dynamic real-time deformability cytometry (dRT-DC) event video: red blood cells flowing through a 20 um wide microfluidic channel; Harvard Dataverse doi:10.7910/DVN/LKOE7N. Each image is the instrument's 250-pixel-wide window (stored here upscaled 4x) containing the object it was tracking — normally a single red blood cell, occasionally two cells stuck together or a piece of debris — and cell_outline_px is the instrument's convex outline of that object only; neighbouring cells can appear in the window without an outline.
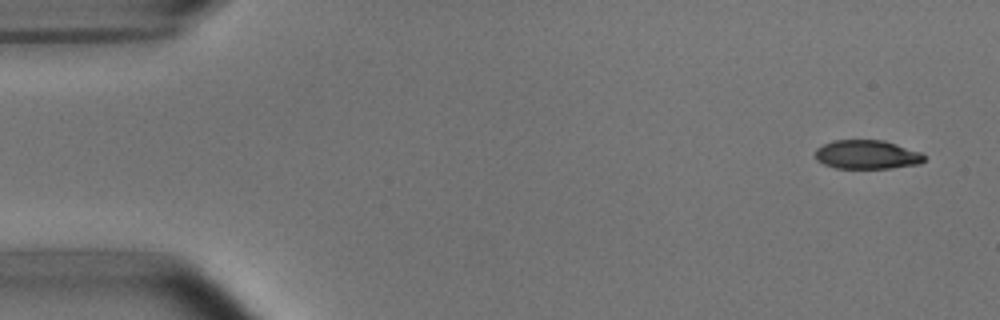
{"species": "common noctule bat (a hibernating species)", "species_latin": "Nyctalus noctula", "temperature_condition": "room temperature", "stored_images_in_passage": 5, "camera_frame_rate_fps": 3000, "um_per_image_px": 0.085, "animal": {"sex": "male", "body_mass_g": 15.6}, "frame": {"image": 1, "passage_image": 1, "time_ms": 0.0, "image_size_px": [1000, 320], "cell_outline_px": [[924, 160], [920, 164], [888, 168], [836, 168], [824, 164], [816, 160], [816, 148], [824, 144], [836, 140], [884, 140], [920, 152], [924, 156]], "centroid_in_image_um": [73.68, 13.14], "position_along_channel_um": 11.3, "area_um2": 18.21}}
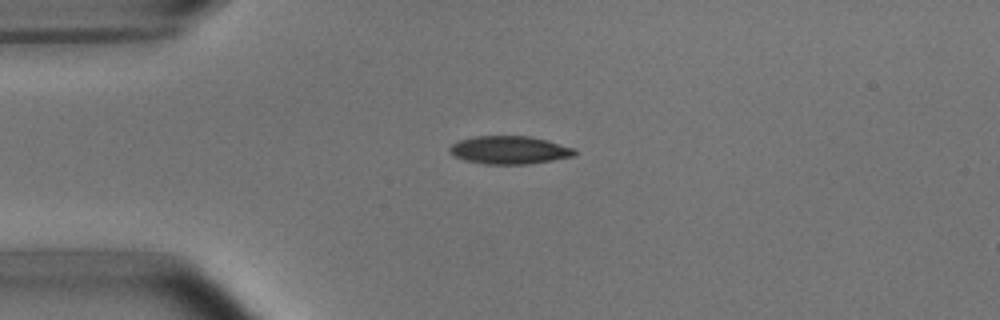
{"frame": {"image": 2, "passage_image": 3, "time_ms": 3.333, "image_size_px": [1000, 320], "cell_outline_px": [[576, 156], [528, 164], [484, 164], [464, 160], [448, 152], [448, 148], [452, 144], [460, 140], [476, 136], [528, 136], [576, 148]], "centroid_in_image_um": [43.3, 12.76], "position_along_channel_um": 41.7, "area_um2": 20.35}}